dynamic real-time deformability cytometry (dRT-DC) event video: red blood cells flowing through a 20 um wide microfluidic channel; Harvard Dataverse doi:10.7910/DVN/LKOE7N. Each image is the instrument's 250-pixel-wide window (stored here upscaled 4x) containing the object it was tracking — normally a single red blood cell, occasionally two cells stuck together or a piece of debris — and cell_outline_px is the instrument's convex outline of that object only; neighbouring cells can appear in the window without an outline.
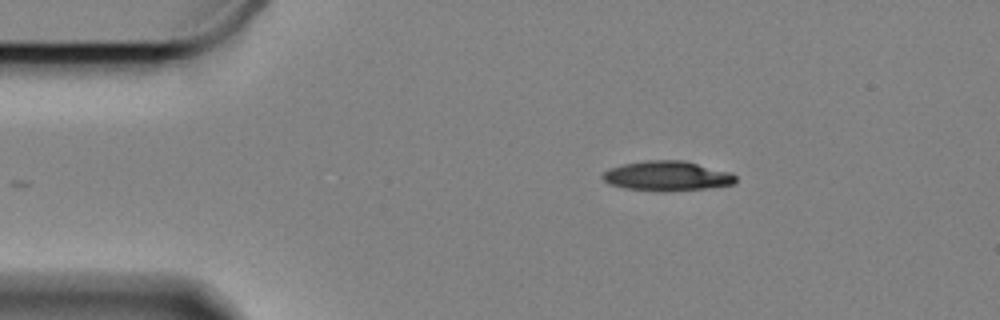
{"species": "Egyptian fruit bat (a non-hibernating species)", "species_latin": "Rousettus aegyptiacus", "temperature_condition": "cold", "stored_images_in_passage": 37, "camera_frame_rate_fps": 3000, "um_per_image_px": 0.085, "animal": {"sex": "female"}, "frame": {"image": 1, "passage_image": 1, "time_ms": 0.0, "image_size_px": [1000, 320], "cell_outline_px": [[736, 180], [732, 184], [704, 188], [624, 188], [608, 184], [600, 176], [608, 168], [624, 164], [648, 160], [684, 160], [732, 172], [736, 176]], "centroid_in_image_um": [56.69, 14.89], "position_along_channel_um": 28.3, "area_um2": 22.02}}
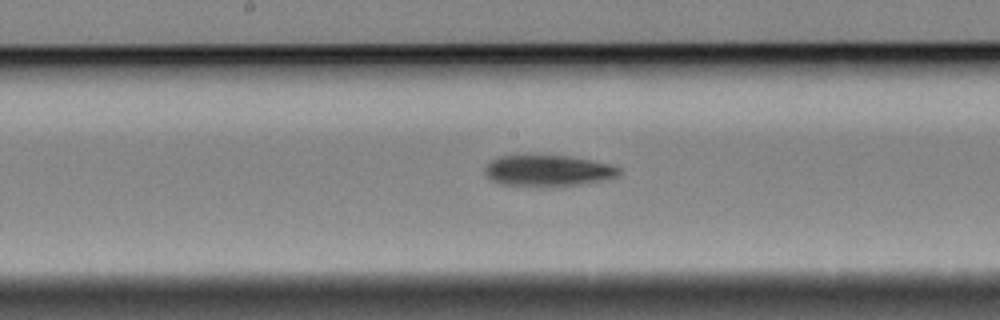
{"frame": {"image": 2, "passage_image": 21, "time_ms": 6.667, "image_size_px": [1000, 320], "cell_outline_px": [[620, 172], [616, 176], [604, 180], [564, 188], [540, 188], [500, 184], [492, 180], [484, 172], [484, 168], [496, 156], [532, 152], [568, 156], [592, 160], [612, 164], [620, 168]], "centroid_in_image_um": [46.54, 14.5], "position_along_channel_um": 201.7, "area_um2": 26.13}}
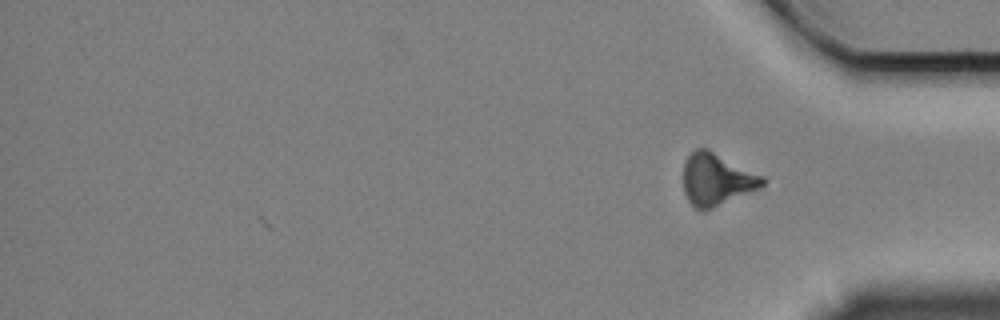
{"frame": {"image": 3, "passage_image": 37, "time_ms": 12.0, "image_size_px": [1000, 320], "cell_outline_px": [[764, 184], [756, 188], [704, 212], [700, 212], [688, 200], [684, 192], [684, 160], [696, 148], [708, 148], [764, 176]], "centroid_in_image_um": [60.87, 15.23], "position_along_channel_um": 374.3, "area_um2": 23.81}, "authors_computed_cell_mechanics": {"area_um2": 23.987, "velocity_mm_per_s": 3.3115, "shape_relaxation_time_tau1_ms": 5.434, "shape_relaxation_time_tau2_ms": null, "deformation_change_tau1": 0.1436, "deformation_change_tau2": null}}